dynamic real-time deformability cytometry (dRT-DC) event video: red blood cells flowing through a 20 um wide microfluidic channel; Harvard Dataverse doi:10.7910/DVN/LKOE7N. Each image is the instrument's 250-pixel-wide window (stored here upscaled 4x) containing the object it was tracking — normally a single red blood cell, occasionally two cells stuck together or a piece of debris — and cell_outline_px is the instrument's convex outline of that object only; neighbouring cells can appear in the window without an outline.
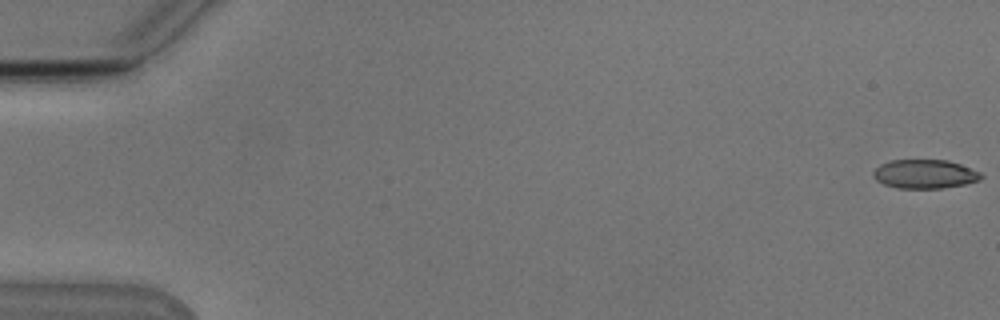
{"species": "Egyptian fruit bat (a non-hibernating species)", "species_latin": "Rousettus aegyptiacus", "temperature_condition": "cold", "stored_images_in_passage": 54, "camera_frame_rate_fps": 3000, "um_per_image_px": 0.085, "animal": {"sex": "male"}, "frame": {"image": 1, "passage_image": 1, "time_ms": 0.0, "image_size_px": [1000, 320], "cell_outline_px": [[984, 176], [980, 180], [964, 184], [944, 188], [896, 188], [884, 184], [876, 180], [872, 176], [872, 172], [880, 164], [892, 160], [948, 160], [960, 164], [980, 172]], "centroid_in_image_um": [78.59, 14.79], "position_along_channel_um": 6.4, "area_um2": 18.21}}
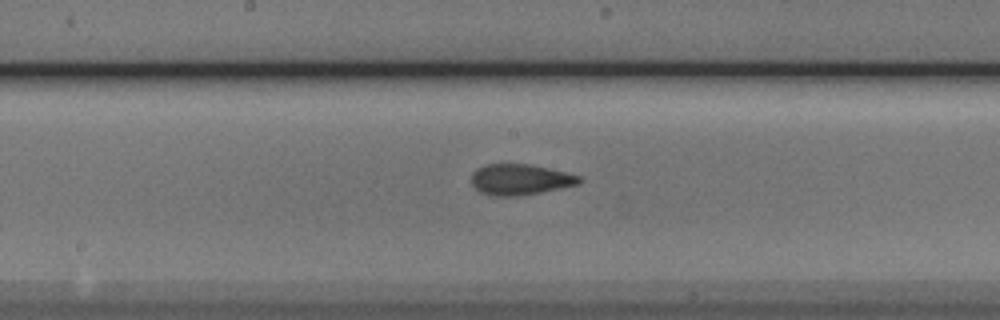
{"frame": {"image": 2, "passage_image": 29, "time_ms": 9.333, "image_size_px": [1000, 320], "cell_outline_px": [[584, 180], [580, 184], [520, 196], [492, 196], [480, 192], [472, 184], [472, 172], [476, 168], [488, 164], [532, 164], [584, 176]], "centroid_in_image_um": [44.26, 15.25], "position_along_channel_um": 203.9, "area_um2": 19.65}}
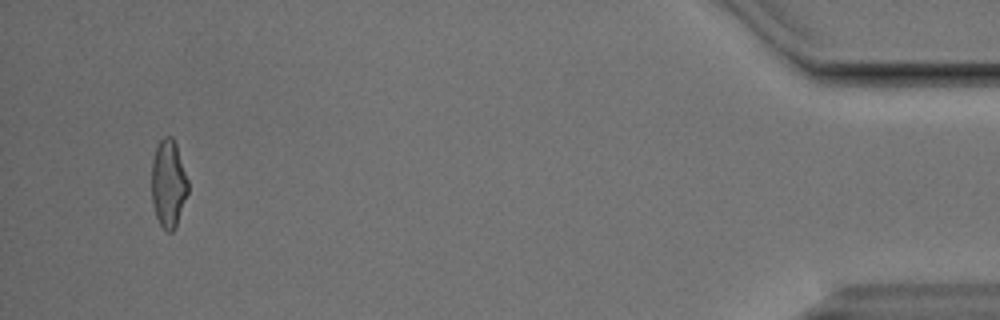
{"frame": {"image": 3, "passage_image": 52, "time_ms": 17.0, "image_size_px": [1000, 320], "cell_outline_px": [[188, 192], [176, 228], [172, 232], [168, 232], [160, 224], [156, 216], [152, 204], [152, 160], [156, 144], [164, 136], [172, 136], [176, 144], [188, 180]], "centroid_in_image_um": [14.31, 15.6], "position_along_channel_um": 420.9, "area_um2": 18.73}, "authors_computed_cell_mechanics": {"area_um2": 19.1029, "velocity_mm_per_s": 3.8403, "shape_relaxation_time_tau1_ms": 5.4909, "shape_relaxation_time_tau2_ms": 1.8061, "deformation_change_tau1": 0.1865, "deformation_change_tau2": 0.1008}}